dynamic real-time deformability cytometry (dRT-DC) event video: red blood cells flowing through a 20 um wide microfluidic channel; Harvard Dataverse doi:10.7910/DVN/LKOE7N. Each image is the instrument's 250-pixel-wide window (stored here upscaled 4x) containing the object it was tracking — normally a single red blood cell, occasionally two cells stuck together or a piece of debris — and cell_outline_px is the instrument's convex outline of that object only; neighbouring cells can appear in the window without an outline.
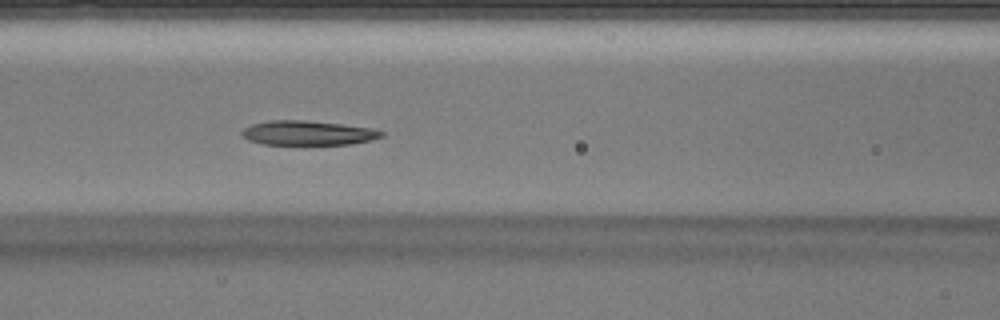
{"species": "Egyptian fruit bat (a non-hibernating species)", "species_latin": "Rousettus aegyptiacus", "temperature_condition": "warm", "stored_images_in_passage": 34, "segment_of_instrument_passage": [1, 2], "camera_frame_rate_fps": 3000, "um_per_image_px": 0.085, "animal": {"sex": "male"}, "frame": {"image": 1, "passage_image": 8, "time_ms": 2.333, "image_size_px": [1000, 320], "cell_outline_px": [[384, 136], [372, 140], [348, 144], [264, 144], [248, 140], [240, 136], [240, 132], [244, 128], [252, 124], [268, 120], [304, 120], [340, 124], [368, 128], [384, 132]], "centroid_in_image_um": [26.11, 11.3], "position_along_channel_um": 140.5, "area_um2": 19.77}}
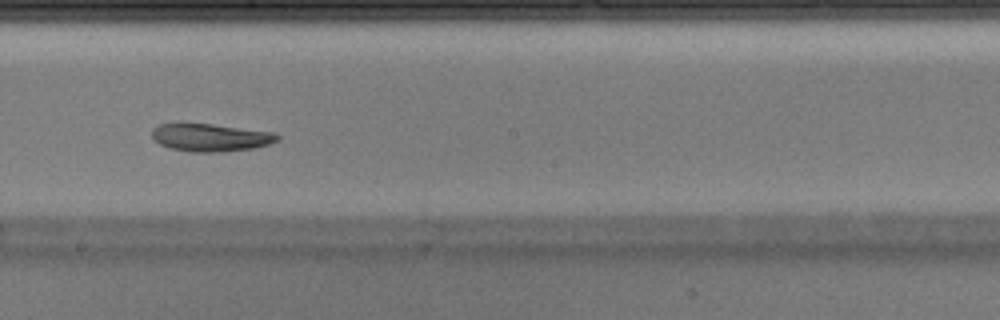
{"frame": {"image": 2, "passage_image": 14, "time_ms": 4.333, "image_size_px": [1000, 320], "cell_outline_px": [[280, 140], [256, 148], [224, 152], [188, 152], [172, 148], [160, 144], [152, 136], [152, 128], [156, 124], [176, 120], [184, 120], [276, 132], [280, 136]], "centroid_in_image_um": [17.86, 11.63], "position_along_channel_um": 230.3, "area_um2": 21.44}}
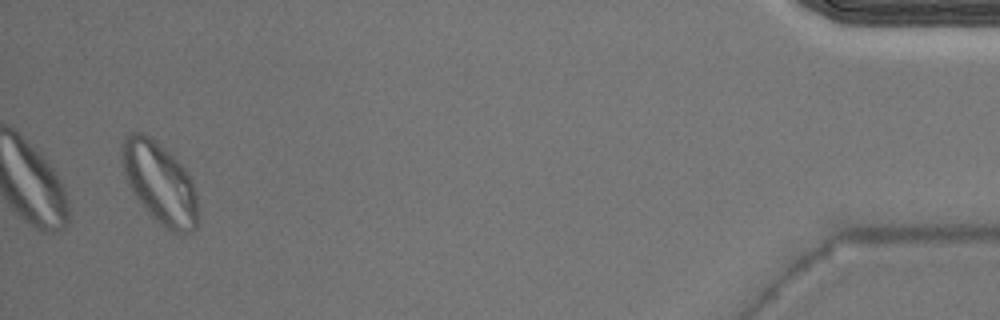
{"frame": {"image": 3, "passage_image": 32, "time_ms": 10.333, "image_size_px": [1000, 320], "cell_outline_px": [[200, 220], [196, 228], [192, 232], [172, 232], [160, 224], [148, 212], [132, 192], [128, 184], [124, 172], [120, 152], [120, 148], [124, 140], [132, 132], [140, 132], [148, 136], [164, 148], [188, 172], [192, 180], [196, 196], [200, 216]], "centroid_in_image_um": [13.6, 15.59], "position_along_channel_um": 421.6, "area_um2": 35.89}}